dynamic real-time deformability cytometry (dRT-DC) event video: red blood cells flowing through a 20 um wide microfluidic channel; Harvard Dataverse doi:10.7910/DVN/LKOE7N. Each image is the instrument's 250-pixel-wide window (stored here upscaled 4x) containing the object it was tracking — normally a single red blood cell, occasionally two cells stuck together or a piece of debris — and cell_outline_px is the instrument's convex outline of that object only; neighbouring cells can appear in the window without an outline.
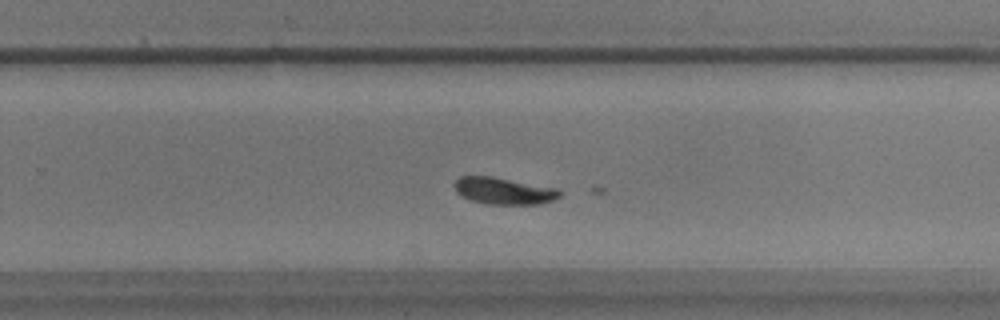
{"species": "common noctule bat (a hibernating species)", "species_latin": "Nyctalus noctula", "temperature_condition": "warm", "stored_images_in_passage": 47, "camera_frame_rate_fps": 3000, "um_per_image_px": 0.085, "animal": {"sex": "male", "body_mass_g": 17.9}, "frame": {"image": 1, "passage_image": 26, "time_ms": 8.333, "image_size_px": [1000, 320], "cell_outline_px": [[560, 196], [552, 200], [536, 204], [484, 204], [472, 200], [456, 192], [452, 184], [460, 176], [492, 176], [560, 188]], "centroid_in_image_um": [42.81, 16.21], "position_along_channel_um": 287.0, "area_um2": 16.53}}
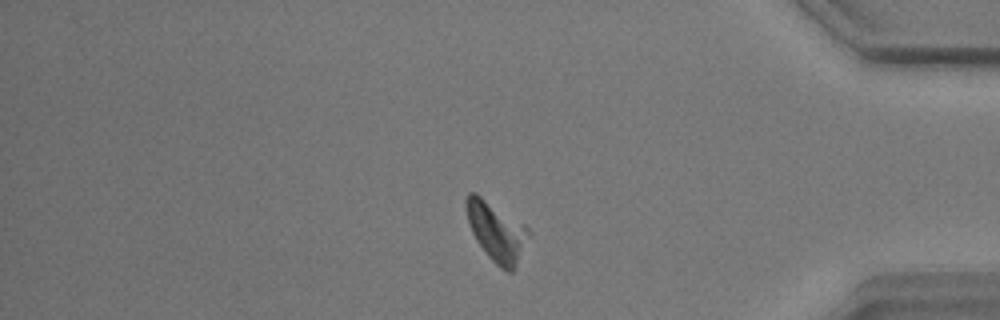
{"frame": {"image": 2, "passage_image": 38, "time_ms": 12.333, "image_size_px": [1000, 320], "cell_outline_px": [[532, 232], [516, 268], [512, 272], [508, 272], [500, 268], [488, 256], [476, 240], [468, 224], [464, 208], [464, 200], [468, 192], [476, 192], [524, 224]], "centroid_in_image_um": [42.19, 19.67], "position_along_channel_um": 393.0, "area_um2": 21.96}}
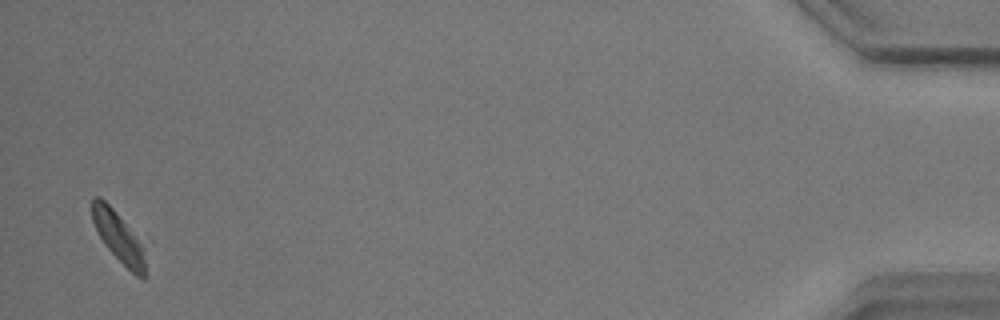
{"frame": {"image": 3, "passage_image": 46, "time_ms": 15.0, "image_size_px": [1000, 320], "cell_outline_px": [[148, 276], [144, 280], [136, 276], [104, 244], [92, 220], [92, 200], [96, 196], [100, 196], [112, 208], [144, 244]], "centroid_in_image_um": [10.15, 20.21], "position_along_channel_um": 425.0, "area_um2": 15.66}}